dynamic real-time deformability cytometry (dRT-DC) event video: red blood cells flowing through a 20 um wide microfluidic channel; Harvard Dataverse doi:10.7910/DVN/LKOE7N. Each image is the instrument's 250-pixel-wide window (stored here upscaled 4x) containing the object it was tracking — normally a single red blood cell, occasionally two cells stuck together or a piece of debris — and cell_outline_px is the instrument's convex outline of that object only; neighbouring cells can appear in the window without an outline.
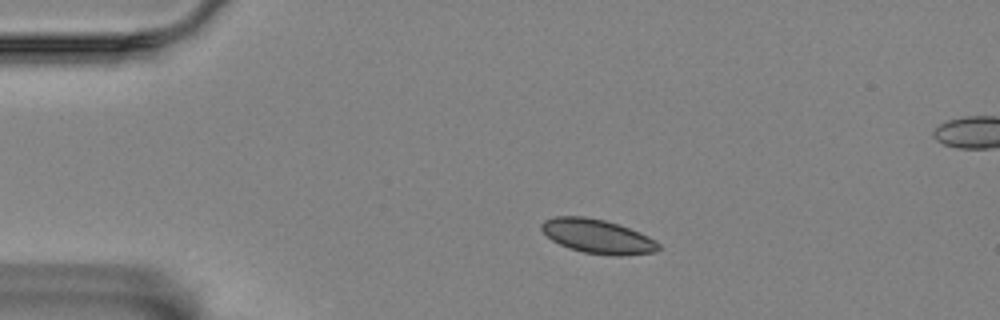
{"species": "Egyptian fruit bat (a non-hibernating species)", "species_latin": "Rousettus aegyptiacus", "temperature_condition": "room temperature", "stored_images_in_passage": 48, "camera_frame_rate_fps": 3000, "um_per_image_px": 0.085, "animal": {"sex": "female"}, "frame": {"image": 1, "passage_image": 1, "time_ms": 0.0, "image_size_px": [1000, 320], "cell_outline_px": [[660, 248], [656, 252], [620, 256], [612, 256], [584, 252], [568, 248], [552, 240], [540, 228], [540, 224], [544, 220], [556, 216], [584, 216], [604, 220], [640, 232], [648, 236], [660, 244]], "centroid_in_image_um": [50.79, 20.09], "position_along_channel_um": 34.2, "area_um2": 23.24}}
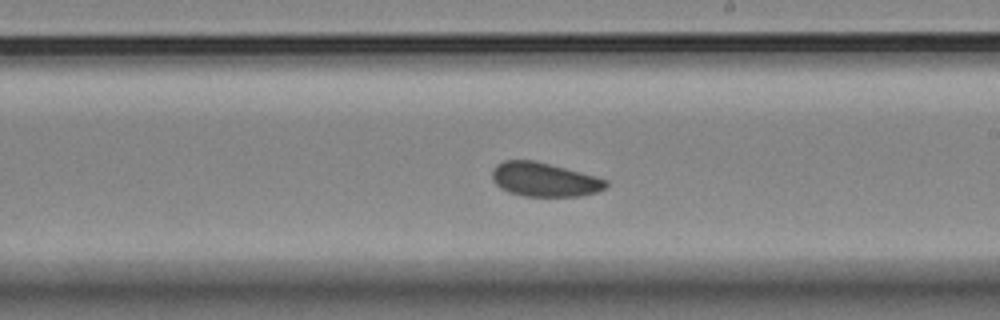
{"frame": {"image": 2, "passage_image": 23, "time_ms": 7.333, "image_size_px": [1000, 320], "cell_outline_px": [[608, 184], [604, 188], [596, 192], [580, 196], [524, 196], [508, 192], [500, 188], [492, 180], [492, 168], [496, 164], [504, 160], [536, 160], [596, 176], [608, 180]], "centroid_in_image_um": [46.24, 15.25], "position_along_channel_um": 242.8, "area_um2": 22.72}}
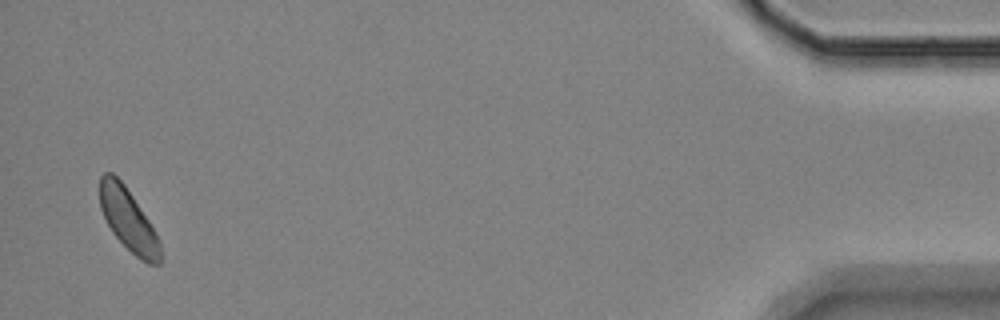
{"frame": {"image": 3, "passage_image": 46, "time_ms": 15.0, "image_size_px": [1000, 320], "cell_outline_px": [[160, 264], [148, 264], [140, 260], [112, 232], [100, 208], [100, 176], [104, 172], [112, 172], [124, 184], [148, 220], [160, 240]], "centroid_in_image_um": [10.89, 18.68], "position_along_channel_um": 424.3, "area_um2": 21.5}, "authors_computed_cell_mechanics": {"area_um2": 22.8021, "velocity_mm_per_s": 3.4083, "shape_relaxation_time_tau1_ms": 2.4267, "shape_relaxation_time_tau2_ms": 5.7121, "deformation_change_tau1": 0.0398, "deformation_change_tau2": 0.0908}}